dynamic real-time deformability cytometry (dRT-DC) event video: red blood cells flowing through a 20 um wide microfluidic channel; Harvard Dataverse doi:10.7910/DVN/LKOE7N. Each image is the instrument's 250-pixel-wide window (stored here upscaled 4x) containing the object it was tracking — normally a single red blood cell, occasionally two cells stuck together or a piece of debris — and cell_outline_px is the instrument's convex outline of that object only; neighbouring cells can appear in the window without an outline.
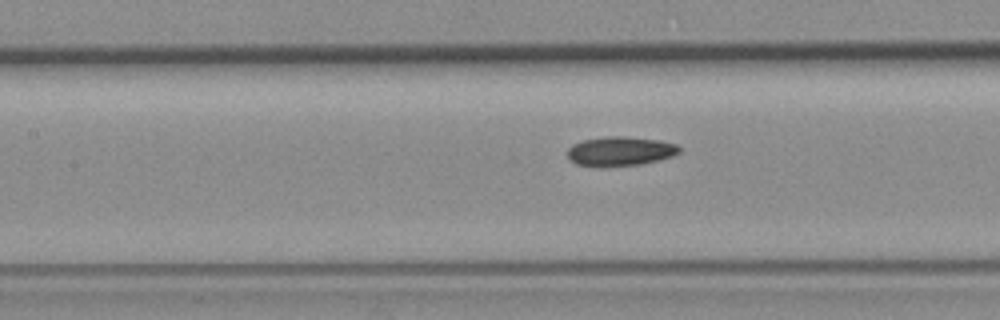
{"species": "common noctule bat (a hibernating species)", "species_latin": "Nyctalus noctula", "temperature_condition": "room temperature", "stored_images_in_passage": 34, "camera_frame_rate_fps": 3000, "um_per_image_px": 0.085, "animal": {"sex": "female", "body_mass_g": 19.3, "forearm_length_mm": 54.1}, "frame": {"image": 1, "passage_image": 16, "time_ms": 5.0, "image_size_px": [1000, 320], "cell_outline_px": [[680, 152], [672, 156], [640, 164], [604, 168], [600, 168], [576, 164], [568, 160], [568, 148], [572, 144], [584, 140], [608, 136], [624, 136], [660, 140], [676, 144], [680, 148]], "centroid_in_image_um": [52.67, 12.87], "position_along_channel_um": 154.7, "area_um2": 19.36}}
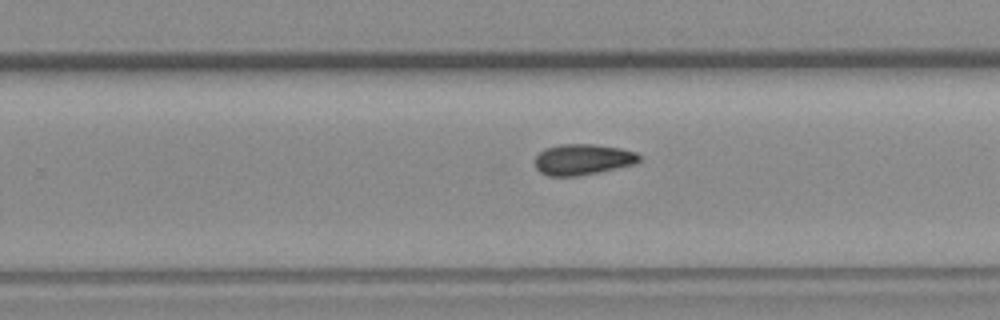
{"frame": {"image": 2, "passage_image": 26, "time_ms": 8.333, "image_size_px": [1000, 320], "cell_outline_px": [[640, 160], [636, 164], [600, 172], [576, 176], [548, 176], [540, 172], [536, 168], [536, 156], [544, 148], [560, 144], [592, 144], [620, 148], [636, 152], [640, 156]], "centroid_in_image_um": [49.54, 13.55], "position_along_channel_um": 280.3, "area_um2": 18.84}}
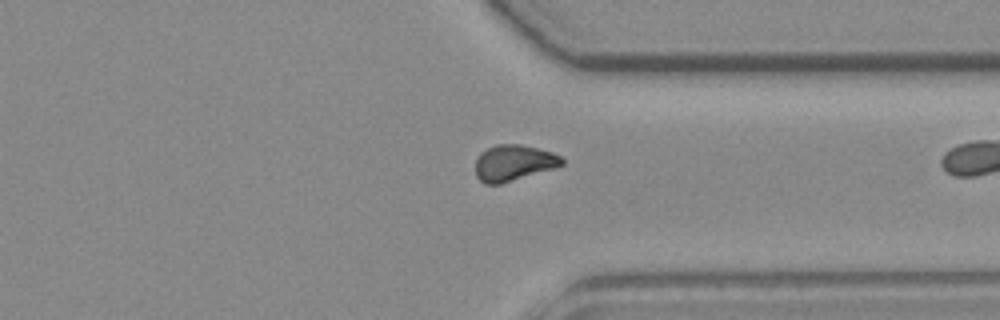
{"frame": {"image": 3, "passage_image": 33, "time_ms": 10.667, "image_size_px": [1000, 320], "cell_outline_px": [[564, 164], [552, 168], [500, 184], [484, 184], [476, 176], [476, 160], [480, 152], [496, 144], [520, 144], [552, 152], [560, 156], [564, 160]], "centroid_in_image_um": [43.62, 13.83], "position_along_channel_um": 367.8, "area_um2": 17.92}}